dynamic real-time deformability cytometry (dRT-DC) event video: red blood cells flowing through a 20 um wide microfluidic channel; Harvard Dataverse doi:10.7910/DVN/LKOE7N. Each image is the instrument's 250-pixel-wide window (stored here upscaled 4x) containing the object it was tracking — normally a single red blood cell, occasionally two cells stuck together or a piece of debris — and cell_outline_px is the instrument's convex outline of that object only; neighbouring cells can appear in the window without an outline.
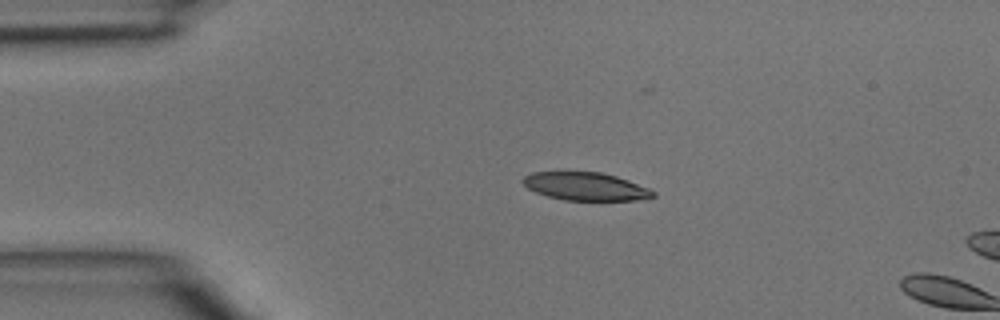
{"species": "common noctule bat (a hibernating species)", "species_latin": "Nyctalus noctula", "temperature_condition": "room temperature", "stored_images_in_passage": 3, "camera_frame_rate_fps": 3000, "um_per_image_px": 0.085, "animal": {"sex": "male", "body_mass_g": 15.6}, "frame": {"image": 1, "passage_image": 1, "time_ms": 0.0, "image_size_px": [1000, 320], "cell_outline_px": [[656, 196], [636, 200], [564, 200], [548, 196], [536, 192], [528, 188], [520, 180], [524, 176], [532, 172], [600, 172], [616, 176], [628, 180], [648, 188], [656, 192]], "centroid_in_image_um": [49.77, 15.84], "position_along_channel_um": 35.2, "area_um2": 21.15}}